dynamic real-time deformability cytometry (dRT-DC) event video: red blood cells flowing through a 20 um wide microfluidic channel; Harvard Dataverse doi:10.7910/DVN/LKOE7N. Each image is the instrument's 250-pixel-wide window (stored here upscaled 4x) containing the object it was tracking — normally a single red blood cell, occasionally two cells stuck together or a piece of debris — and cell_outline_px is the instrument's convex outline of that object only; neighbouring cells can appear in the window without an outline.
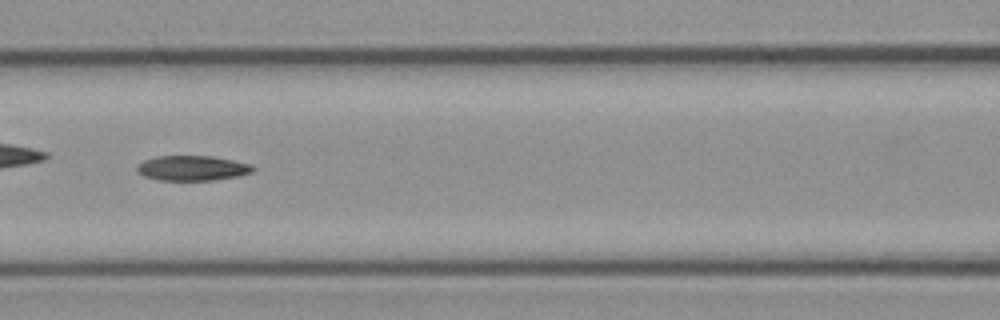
{"species": "common noctule bat (a hibernating species)", "species_latin": "Nyctalus noctula", "temperature_condition": "cold", "stored_images_in_passage": 51, "camera_frame_rate_fps": 3000, "um_per_image_px": 0.085, "animal": {"sex": "female", "body_mass_g": 21.9}, "frame": {"image": 1, "passage_image": 22, "time_ms": 7.0, "image_size_px": [1000, 320], "cell_outline_px": [[256, 168], [252, 172], [240, 176], [216, 180], [160, 180], [144, 176], [136, 172], [136, 168], [144, 160], [156, 156], [212, 156], [252, 164]], "centroid_in_image_um": [16.38, 14.29], "position_along_channel_um": 150.2, "area_um2": 16.99}, "authors_computed_cell_mechanics": {"area_um2": 17.2822, "velocity_mm_per_s": 3.9503, "shape_relaxation_time_tau1_ms": null, "shape_relaxation_time_tau2_ms": 4.9495, "deformation_change_tau1": null, "deformation_change_tau2": 0.1315}}